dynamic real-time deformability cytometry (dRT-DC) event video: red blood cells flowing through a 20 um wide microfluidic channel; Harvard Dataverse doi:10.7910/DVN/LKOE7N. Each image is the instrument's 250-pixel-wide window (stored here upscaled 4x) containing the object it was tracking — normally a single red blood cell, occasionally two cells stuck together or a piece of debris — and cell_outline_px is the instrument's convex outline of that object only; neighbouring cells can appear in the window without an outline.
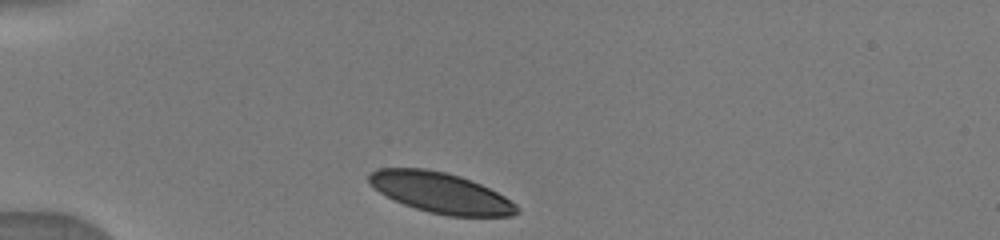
{"species": "human", "species_latin": "Homo sapiens", "temperature_condition": "warm", "stored_images_in_passage": 6, "camera_frame_rate_fps": 3000, "um_per_image_px": 0.085, "donor": {"sex": "male"}, "frame": {"image": 1, "passage_image": 1, "time_ms": 0.0, "image_size_px": [1000, 240], "cell_outline_px": [[520, 212], [512, 216], [448, 216], [428, 212], [404, 204], [380, 192], [368, 180], [368, 176], [376, 168], [424, 168], [444, 172], [460, 176], [472, 180], [504, 196], [516, 204], [520, 208]], "centroid_in_image_um": [37.5, 16.39], "position_along_channel_um": 47.5, "area_um2": 34.62}}
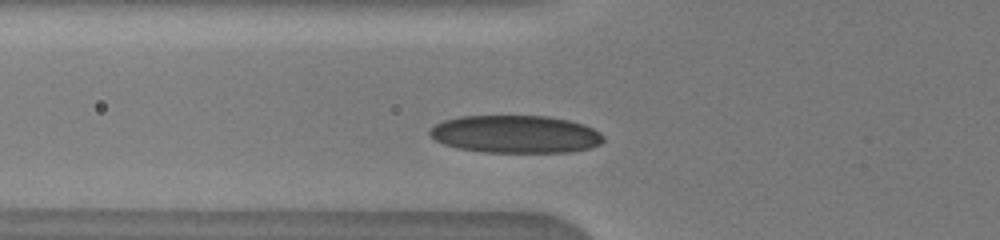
{"frame": {"image": 2, "passage_image": 4, "time_ms": 1.667, "image_size_px": [1000, 240], "cell_outline_px": [[604, 140], [600, 144], [588, 148], [572, 152], [484, 152], [456, 148], [444, 144], [436, 140], [428, 132], [436, 124], [444, 120], [460, 116], [548, 116], [568, 120], [584, 124], [600, 132], [604, 136]], "centroid_in_image_um": [43.84, 11.41], "position_along_channel_um": 82.0, "area_um2": 38.15}}
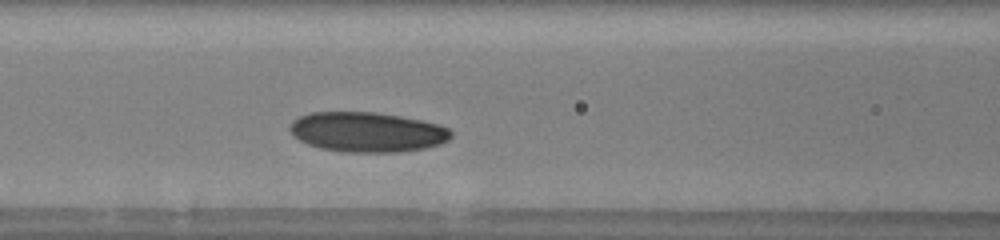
{"frame": {"image": 3, "passage_image": 6, "time_ms": 3.0, "image_size_px": [1000, 240], "cell_outline_px": [[452, 136], [448, 140], [440, 144], [424, 148], [400, 152], [344, 152], [320, 148], [308, 144], [292, 136], [288, 128], [300, 116], [312, 112], [376, 112], [400, 116], [420, 120], [436, 124], [448, 128], [452, 132]], "centroid_in_image_um": [31.2, 11.23], "position_along_channel_um": 135.4, "area_um2": 37.4}}